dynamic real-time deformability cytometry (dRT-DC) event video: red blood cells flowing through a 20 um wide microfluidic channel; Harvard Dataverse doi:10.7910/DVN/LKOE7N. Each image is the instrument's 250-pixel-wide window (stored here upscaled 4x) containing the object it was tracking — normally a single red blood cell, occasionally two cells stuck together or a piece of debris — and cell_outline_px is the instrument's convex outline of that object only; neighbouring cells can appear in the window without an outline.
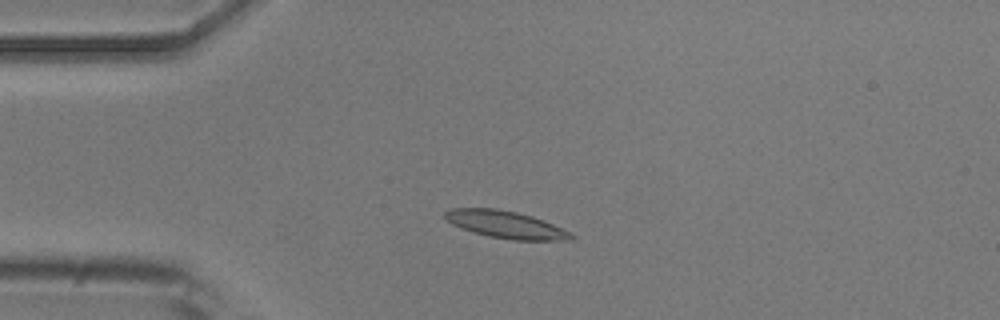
{"species": "common noctule bat (a hibernating species)", "species_latin": "Nyctalus noctula", "temperature_condition": "room temperature", "stored_images_in_passage": 3, "camera_frame_rate_fps": 3000, "um_per_image_px": 0.085, "animal": {"sex": "male", "body_mass_g": 20.5, "forearm_length_mm": 52.5}, "frame": {"image": 1, "passage_image": 2, "time_ms": 1.333, "image_size_px": [1000, 320], "cell_outline_px": [[576, 240], [512, 240], [488, 236], [472, 232], [452, 224], [444, 220], [444, 212], [452, 208], [496, 208], [516, 212], [532, 216], [544, 220], [576, 236]], "centroid_in_image_um": [42.96, 19.09], "position_along_channel_um": 42.0, "area_um2": 20.11}}